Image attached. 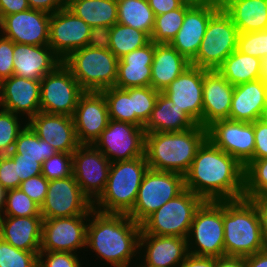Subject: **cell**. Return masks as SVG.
<instances>
[{
  "instance_id": "67",
  "label": "cell",
  "mask_w": 267,
  "mask_h": 267,
  "mask_svg": "<svg viewBox=\"0 0 267 267\" xmlns=\"http://www.w3.org/2000/svg\"><path fill=\"white\" fill-rule=\"evenodd\" d=\"M214 1L221 5L225 0H214Z\"/></svg>"
},
{
  "instance_id": "51",
  "label": "cell",
  "mask_w": 267,
  "mask_h": 267,
  "mask_svg": "<svg viewBox=\"0 0 267 267\" xmlns=\"http://www.w3.org/2000/svg\"><path fill=\"white\" fill-rule=\"evenodd\" d=\"M8 156L17 164V177L21 182L41 175L42 165L39 163V159L23 158L21 154H8Z\"/></svg>"
},
{
  "instance_id": "11",
  "label": "cell",
  "mask_w": 267,
  "mask_h": 267,
  "mask_svg": "<svg viewBox=\"0 0 267 267\" xmlns=\"http://www.w3.org/2000/svg\"><path fill=\"white\" fill-rule=\"evenodd\" d=\"M84 92L62 62L40 80L41 112L72 117Z\"/></svg>"
},
{
  "instance_id": "1",
  "label": "cell",
  "mask_w": 267,
  "mask_h": 267,
  "mask_svg": "<svg viewBox=\"0 0 267 267\" xmlns=\"http://www.w3.org/2000/svg\"><path fill=\"white\" fill-rule=\"evenodd\" d=\"M141 225L127 214L90 213L84 260L86 267H134Z\"/></svg>"
},
{
  "instance_id": "34",
  "label": "cell",
  "mask_w": 267,
  "mask_h": 267,
  "mask_svg": "<svg viewBox=\"0 0 267 267\" xmlns=\"http://www.w3.org/2000/svg\"><path fill=\"white\" fill-rule=\"evenodd\" d=\"M216 70L235 86L262 78V60L236 49Z\"/></svg>"
},
{
  "instance_id": "23",
  "label": "cell",
  "mask_w": 267,
  "mask_h": 267,
  "mask_svg": "<svg viewBox=\"0 0 267 267\" xmlns=\"http://www.w3.org/2000/svg\"><path fill=\"white\" fill-rule=\"evenodd\" d=\"M189 254L187 239L140 234L138 257L156 267H179Z\"/></svg>"
},
{
  "instance_id": "2",
  "label": "cell",
  "mask_w": 267,
  "mask_h": 267,
  "mask_svg": "<svg viewBox=\"0 0 267 267\" xmlns=\"http://www.w3.org/2000/svg\"><path fill=\"white\" fill-rule=\"evenodd\" d=\"M184 181L185 188L204 201L238 200L244 195V166L206 139Z\"/></svg>"
},
{
  "instance_id": "47",
  "label": "cell",
  "mask_w": 267,
  "mask_h": 267,
  "mask_svg": "<svg viewBox=\"0 0 267 267\" xmlns=\"http://www.w3.org/2000/svg\"><path fill=\"white\" fill-rule=\"evenodd\" d=\"M39 267H86L84 256L72 252L40 251Z\"/></svg>"
},
{
  "instance_id": "15",
  "label": "cell",
  "mask_w": 267,
  "mask_h": 267,
  "mask_svg": "<svg viewBox=\"0 0 267 267\" xmlns=\"http://www.w3.org/2000/svg\"><path fill=\"white\" fill-rule=\"evenodd\" d=\"M93 210L92 202L73 175L49 181L47 196L40 207L43 219L90 215Z\"/></svg>"
},
{
  "instance_id": "58",
  "label": "cell",
  "mask_w": 267,
  "mask_h": 267,
  "mask_svg": "<svg viewBox=\"0 0 267 267\" xmlns=\"http://www.w3.org/2000/svg\"><path fill=\"white\" fill-rule=\"evenodd\" d=\"M215 257L188 254L179 267H214Z\"/></svg>"
},
{
  "instance_id": "6",
  "label": "cell",
  "mask_w": 267,
  "mask_h": 267,
  "mask_svg": "<svg viewBox=\"0 0 267 267\" xmlns=\"http://www.w3.org/2000/svg\"><path fill=\"white\" fill-rule=\"evenodd\" d=\"M62 62L84 91L101 92L115 86L119 59L109 49L85 46Z\"/></svg>"
},
{
  "instance_id": "40",
  "label": "cell",
  "mask_w": 267,
  "mask_h": 267,
  "mask_svg": "<svg viewBox=\"0 0 267 267\" xmlns=\"http://www.w3.org/2000/svg\"><path fill=\"white\" fill-rule=\"evenodd\" d=\"M267 193V158L254 159L244 167L245 199L265 195Z\"/></svg>"
},
{
  "instance_id": "66",
  "label": "cell",
  "mask_w": 267,
  "mask_h": 267,
  "mask_svg": "<svg viewBox=\"0 0 267 267\" xmlns=\"http://www.w3.org/2000/svg\"><path fill=\"white\" fill-rule=\"evenodd\" d=\"M264 86H265V96H266V102H267V79H264Z\"/></svg>"
},
{
  "instance_id": "18",
  "label": "cell",
  "mask_w": 267,
  "mask_h": 267,
  "mask_svg": "<svg viewBox=\"0 0 267 267\" xmlns=\"http://www.w3.org/2000/svg\"><path fill=\"white\" fill-rule=\"evenodd\" d=\"M220 8L214 0L196 1L186 11L180 30L169 44L191 62L199 51L210 18Z\"/></svg>"
},
{
  "instance_id": "21",
  "label": "cell",
  "mask_w": 267,
  "mask_h": 267,
  "mask_svg": "<svg viewBox=\"0 0 267 267\" xmlns=\"http://www.w3.org/2000/svg\"><path fill=\"white\" fill-rule=\"evenodd\" d=\"M197 125L202 126L203 68L188 66L163 91Z\"/></svg>"
},
{
  "instance_id": "55",
  "label": "cell",
  "mask_w": 267,
  "mask_h": 267,
  "mask_svg": "<svg viewBox=\"0 0 267 267\" xmlns=\"http://www.w3.org/2000/svg\"><path fill=\"white\" fill-rule=\"evenodd\" d=\"M250 200L257 207L261 223V234L264 244L267 247V195H261Z\"/></svg>"
},
{
  "instance_id": "52",
  "label": "cell",
  "mask_w": 267,
  "mask_h": 267,
  "mask_svg": "<svg viewBox=\"0 0 267 267\" xmlns=\"http://www.w3.org/2000/svg\"><path fill=\"white\" fill-rule=\"evenodd\" d=\"M252 123L255 133L254 159L267 158V124L261 119Z\"/></svg>"
},
{
  "instance_id": "37",
  "label": "cell",
  "mask_w": 267,
  "mask_h": 267,
  "mask_svg": "<svg viewBox=\"0 0 267 267\" xmlns=\"http://www.w3.org/2000/svg\"><path fill=\"white\" fill-rule=\"evenodd\" d=\"M101 92L106 99L110 119L144 128V124L132 113V87L122 89L114 86Z\"/></svg>"
},
{
  "instance_id": "25",
  "label": "cell",
  "mask_w": 267,
  "mask_h": 267,
  "mask_svg": "<svg viewBox=\"0 0 267 267\" xmlns=\"http://www.w3.org/2000/svg\"><path fill=\"white\" fill-rule=\"evenodd\" d=\"M234 86L217 70L203 69L202 126L220 119H229Z\"/></svg>"
},
{
  "instance_id": "64",
  "label": "cell",
  "mask_w": 267,
  "mask_h": 267,
  "mask_svg": "<svg viewBox=\"0 0 267 267\" xmlns=\"http://www.w3.org/2000/svg\"><path fill=\"white\" fill-rule=\"evenodd\" d=\"M4 109L3 99H2V81L0 80V111Z\"/></svg>"
},
{
  "instance_id": "63",
  "label": "cell",
  "mask_w": 267,
  "mask_h": 267,
  "mask_svg": "<svg viewBox=\"0 0 267 267\" xmlns=\"http://www.w3.org/2000/svg\"><path fill=\"white\" fill-rule=\"evenodd\" d=\"M134 267H156V266L146 264L138 257V260L135 262Z\"/></svg>"
},
{
  "instance_id": "43",
  "label": "cell",
  "mask_w": 267,
  "mask_h": 267,
  "mask_svg": "<svg viewBox=\"0 0 267 267\" xmlns=\"http://www.w3.org/2000/svg\"><path fill=\"white\" fill-rule=\"evenodd\" d=\"M159 91L151 86L132 87V113L145 125L155 107Z\"/></svg>"
},
{
  "instance_id": "41",
  "label": "cell",
  "mask_w": 267,
  "mask_h": 267,
  "mask_svg": "<svg viewBox=\"0 0 267 267\" xmlns=\"http://www.w3.org/2000/svg\"><path fill=\"white\" fill-rule=\"evenodd\" d=\"M0 216H41L40 206L20 188L6 191L4 207Z\"/></svg>"
},
{
  "instance_id": "10",
  "label": "cell",
  "mask_w": 267,
  "mask_h": 267,
  "mask_svg": "<svg viewBox=\"0 0 267 267\" xmlns=\"http://www.w3.org/2000/svg\"><path fill=\"white\" fill-rule=\"evenodd\" d=\"M238 28L222 7L210 18L196 57L190 65L216 70L237 49Z\"/></svg>"
},
{
  "instance_id": "17",
  "label": "cell",
  "mask_w": 267,
  "mask_h": 267,
  "mask_svg": "<svg viewBox=\"0 0 267 267\" xmlns=\"http://www.w3.org/2000/svg\"><path fill=\"white\" fill-rule=\"evenodd\" d=\"M90 28L65 6L51 14L48 46L63 61L72 52L87 46Z\"/></svg>"
},
{
  "instance_id": "19",
  "label": "cell",
  "mask_w": 267,
  "mask_h": 267,
  "mask_svg": "<svg viewBox=\"0 0 267 267\" xmlns=\"http://www.w3.org/2000/svg\"><path fill=\"white\" fill-rule=\"evenodd\" d=\"M50 17V13L36 9L13 13L0 21V33L14 43L49 45Z\"/></svg>"
},
{
  "instance_id": "7",
  "label": "cell",
  "mask_w": 267,
  "mask_h": 267,
  "mask_svg": "<svg viewBox=\"0 0 267 267\" xmlns=\"http://www.w3.org/2000/svg\"><path fill=\"white\" fill-rule=\"evenodd\" d=\"M189 254L206 257L225 255L223 201H204L195 211L187 236Z\"/></svg>"
},
{
  "instance_id": "33",
  "label": "cell",
  "mask_w": 267,
  "mask_h": 267,
  "mask_svg": "<svg viewBox=\"0 0 267 267\" xmlns=\"http://www.w3.org/2000/svg\"><path fill=\"white\" fill-rule=\"evenodd\" d=\"M66 7L91 28L117 23V0H66Z\"/></svg>"
},
{
  "instance_id": "42",
  "label": "cell",
  "mask_w": 267,
  "mask_h": 267,
  "mask_svg": "<svg viewBox=\"0 0 267 267\" xmlns=\"http://www.w3.org/2000/svg\"><path fill=\"white\" fill-rule=\"evenodd\" d=\"M27 121L10 111H0V155H8L13 150L19 133Z\"/></svg>"
},
{
  "instance_id": "5",
  "label": "cell",
  "mask_w": 267,
  "mask_h": 267,
  "mask_svg": "<svg viewBox=\"0 0 267 267\" xmlns=\"http://www.w3.org/2000/svg\"><path fill=\"white\" fill-rule=\"evenodd\" d=\"M148 168L145 156L111 163L105 189L93 203V209L101 213L127 214L135 204Z\"/></svg>"
},
{
  "instance_id": "36",
  "label": "cell",
  "mask_w": 267,
  "mask_h": 267,
  "mask_svg": "<svg viewBox=\"0 0 267 267\" xmlns=\"http://www.w3.org/2000/svg\"><path fill=\"white\" fill-rule=\"evenodd\" d=\"M150 37L143 31L122 25L114 24L110 27L109 50L118 58L144 47L150 42Z\"/></svg>"
},
{
  "instance_id": "14",
  "label": "cell",
  "mask_w": 267,
  "mask_h": 267,
  "mask_svg": "<svg viewBox=\"0 0 267 267\" xmlns=\"http://www.w3.org/2000/svg\"><path fill=\"white\" fill-rule=\"evenodd\" d=\"M207 129V139L216 147L233 156L242 166L254 160L255 133L253 123L220 119Z\"/></svg>"
},
{
  "instance_id": "48",
  "label": "cell",
  "mask_w": 267,
  "mask_h": 267,
  "mask_svg": "<svg viewBox=\"0 0 267 267\" xmlns=\"http://www.w3.org/2000/svg\"><path fill=\"white\" fill-rule=\"evenodd\" d=\"M49 181L41 174L30 177L20 184V189L40 207L47 196Z\"/></svg>"
},
{
  "instance_id": "16",
  "label": "cell",
  "mask_w": 267,
  "mask_h": 267,
  "mask_svg": "<svg viewBox=\"0 0 267 267\" xmlns=\"http://www.w3.org/2000/svg\"><path fill=\"white\" fill-rule=\"evenodd\" d=\"M72 156L73 176L93 204L105 189L111 162L93 144H81Z\"/></svg>"
},
{
  "instance_id": "9",
  "label": "cell",
  "mask_w": 267,
  "mask_h": 267,
  "mask_svg": "<svg viewBox=\"0 0 267 267\" xmlns=\"http://www.w3.org/2000/svg\"><path fill=\"white\" fill-rule=\"evenodd\" d=\"M185 189L183 175L148 168L138 189L135 204L127 215L141 225L157 209Z\"/></svg>"
},
{
  "instance_id": "50",
  "label": "cell",
  "mask_w": 267,
  "mask_h": 267,
  "mask_svg": "<svg viewBox=\"0 0 267 267\" xmlns=\"http://www.w3.org/2000/svg\"><path fill=\"white\" fill-rule=\"evenodd\" d=\"M14 42L0 33V80L10 78L14 74L13 66Z\"/></svg>"
},
{
  "instance_id": "65",
  "label": "cell",
  "mask_w": 267,
  "mask_h": 267,
  "mask_svg": "<svg viewBox=\"0 0 267 267\" xmlns=\"http://www.w3.org/2000/svg\"><path fill=\"white\" fill-rule=\"evenodd\" d=\"M261 120L264 121L267 124V107L265 108V110L263 111Z\"/></svg>"
},
{
  "instance_id": "45",
  "label": "cell",
  "mask_w": 267,
  "mask_h": 267,
  "mask_svg": "<svg viewBox=\"0 0 267 267\" xmlns=\"http://www.w3.org/2000/svg\"><path fill=\"white\" fill-rule=\"evenodd\" d=\"M237 50L261 60L267 57V30L239 33Z\"/></svg>"
},
{
  "instance_id": "38",
  "label": "cell",
  "mask_w": 267,
  "mask_h": 267,
  "mask_svg": "<svg viewBox=\"0 0 267 267\" xmlns=\"http://www.w3.org/2000/svg\"><path fill=\"white\" fill-rule=\"evenodd\" d=\"M196 0H186L178 9L155 16L150 40L155 44L170 43L180 30L186 11Z\"/></svg>"
},
{
  "instance_id": "12",
  "label": "cell",
  "mask_w": 267,
  "mask_h": 267,
  "mask_svg": "<svg viewBox=\"0 0 267 267\" xmlns=\"http://www.w3.org/2000/svg\"><path fill=\"white\" fill-rule=\"evenodd\" d=\"M145 130L137 125L110 119L94 146L111 163L145 156Z\"/></svg>"
},
{
  "instance_id": "46",
  "label": "cell",
  "mask_w": 267,
  "mask_h": 267,
  "mask_svg": "<svg viewBox=\"0 0 267 267\" xmlns=\"http://www.w3.org/2000/svg\"><path fill=\"white\" fill-rule=\"evenodd\" d=\"M72 153L57 152L42 164V175L48 180L64 179L73 175Z\"/></svg>"
},
{
  "instance_id": "20",
  "label": "cell",
  "mask_w": 267,
  "mask_h": 267,
  "mask_svg": "<svg viewBox=\"0 0 267 267\" xmlns=\"http://www.w3.org/2000/svg\"><path fill=\"white\" fill-rule=\"evenodd\" d=\"M72 117L79 143L94 144L110 120L104 94L85 91Z\"/></svg>"
},
{
  "instance_id": "3",
  "label": "cell",
  "mask_w": 267,
  "mask_h": 267,
  "mask_svg": "<svg viewBox=\"0 0 267 267\" xmlns=\"http://www.w3.org/2000/svg\"><path fill=\"white\" fill-rule=\"evenodd\" d=\"M206 139L207 129L201 125L184 131L146 133L145 157L148 167L184 176Z\"/></svg>"
},
{
  "instance_id": "57",
  "label": "cell",
  "mask_w": 267,
  "mask_h": 267,
  "mask_svg": "<svg viewBox=\"0 0 267 267\" xmlns=\"http://www.w3.org/2000/svg\"><path fill=\"white\" fill-rule=\"evenodd\" d=\"M155 16L178 9L186 0H147Z\"/></svg>"
},
{
  "instance_id": "27",
  "label": "cell",
  "mask_w": 267,
  "mask_h": 267,
  "mask_svg": "<svg viewBox=\"0 0 267 267\" xmlns=\"http://www.w3.org/2000/svg\"><path fill=\"white\" fill-rule=\"evenodd\" d=\"M42 216H0V238L23 251L40 252Z\"/></svg>"
},
{
  "instance_id": "8",
  "label": "cell",
  "mask_w": 267,
  "mask_h": 267,
  "mask_svg": "<svg viewBox=\"0 0 267 267\" xmlns=\"http://www.w3.org/2000/svg\"><path fill=\"white\" fill-rule=\"evenodd\" d=\"M204 200L185 189L151 214L142 224L140 234L187 238L195 211Z\"/></svg>"
},
{
  "instance_id": "60",
  "label": "cell",
  "mask_w": 267,
  "mask_h": 267,
  "mask_svg": "<svg viewBox=\"0 0 267 267\" xmlns=\"http://www.w3.org/2000/svg\"><path fill=\"white\" fill-rule=\"evenodd\" d=\"M246 267H267V247L253 255L245 257Z\"/></svg>"
},
{
  "instance_id": "35",
  "label": "cell",
  "mask_w": 267,
  "mask_h": 267,
  "mask_svg": "<svg viewBox=\"0 0 267 267\" xmlns=\"http://www.w3.org/2000/svg\"><path fill=\"white\" fill-rule=\"evenodd\" d=\"M117 22L145 32L151 37L155 14L147 0H117Z\"/></svg>"
},
{
  "instance_id": "61",
  "label": "cell",
  "mask_w": 267,
  "mask_h": 267,
  "mask_svg": "<svg viewBox=\"0 0 267 267\" xmlns=\"http://www.w3.org/2000/svg\"><path fill=\"white\" fill-rule=\"evenodd\" d=\"M6 190L0 185V213L4 207Z\"/></svg>"
},
{
  "instance_id": "53",
  "label": "cell",
  "mask_w": 267,
  "mask_h": 267,
  "mask_svg": "<svg viewBox=\"0 0 267 267\" xmlns=\"http://www.w3.org/2000/svg\"><path fill=\"white\" fill-rule=\"evenodd\" d=\"M87 46L95 49H109L110 28L106 26L90 28Z\"/></svg>"
},
{
  "instance_id": "26",
  "label": "cell",
  "mask_w": 267,
  "mask_h": 267,
  "mask_svg": "<svg viewBox=\"0 0 267 267\" xmlns=\"http://www.w3.org/2000/svg\"><path fill=\"white\" fill-rule=\"evenodd\" d=\"M13 57V75L33 80H41L62 63V60L48 45L14 43Z\"/></svg>"
},
{
  "instance_id": "32",
  "label": "cell",
  "mask_w": 267,
  "mask_h": 267,
  "mask_svg": "<svg viewBox=\"0 0 267 267\" xmlns=\"http://www.w3.org/2000/svg\"><path fill=\"white\" fill-rule=\"evenodd\" d=\"M197 124L182 109L173 105L163 92L158 98L151 116L144 125L145 133L152 132H177L195 127Z\"/></svg>"
},
{
  "instance_id": "4",
  "label": "cell",
  "mask_w": 267,
  "mask_h": 267,
  "mask_svg": "<svg viewBox=\"0 0 267 267\" xmlns=\"http://www.w3.org/2000/svg\"><path fill=\"white\" fill-rule=\"evenodd\" d=\"M226 256L246 257L266 248L256 205L248 199L223 201Z\"/></svg>"
},
{
  "instance_id": "56",
  "label": "cell",
  "mask_w": 267,
  "mask_h": 267,
  "mask_svg": "<svg viewBox=\"0 0 267 267\" xmlns=\"http://www.w3.org/2000/svg\"><path fill=\"white\" fill-rule=\"evenodd\" d=\"M30 9L53 14L66 6V0H27Z\"/></svg>"
},
{
  "instance_id": "44",
  "label": "cell",
  "mask_w": 267,
  "mask_h": 267,
  "mask_svg": "<svg viewBox=\"0 0 267 267\" xmlns=\"http://www.w3.org/2000/svg\"><path fill=\"white\" fill-rule=\"evenodd\" d=\"M38 254L19 250L0 238V267H36Z\"/></svg>"
},
{
  "instance_id": "29",
  "label": "cell",
  "mask_w": 267,
  "mask_h": 267,
  "mask_svg": "<svg viewBox=\"0 0 267 267\" xmlns=\"http://www.w3.org/2000/svg\"><path fill=\"white\" fill-rule=\"evenodd\" d=\"M266 107L263 78L235 85L229 119L252 123L261 119Z\"/></svg>"
},
{
  "instance_id": "54",
  "label": "cell",
  "mask_w": 267,
  "mask_h": 267,
  "mask_svg": "<svg viewBox=\"0 0 267 267\" xmlns=\"http://www.w3.org/2000/svg\"><path fill=\"white\" fill-rule=\"evenodd\" d=\"M30 9L27 0H0V21L7 15Z\"/></svg>"
},
{
  "instance_id": "62",
  "label": "cell",
  "mask_w": 267,
  "mask_h": 267,
  "mask_svg": "<svg viewBox=\"0 0 267 267\" xmlns=\"http://www.w3.org/2000/svg\"><path fill=\"white\" fill-rule=\"evenodd\" d=\"M262 78L267 79V57L262 60Z\"/></svg>"
},
{
  "instance_id": "22",
  "label": "cell",
  "mask_w": 267,
  "mask_h": 267,
  "mask_svg": "<svg viewBox=\"0 0 267 267\" xmlns=\"http://www.w3.org/2000/svg\"><path fill=\"white\" fill-rule=\"evenodd\" d=\"M27 125L57 152L73 153L81 145L77 139L73 117L40 111L27 121Z\"/></svg>"
},
{
  "instance_id": "28",
  "label": "cell",
  "mask_w": 267,
  "mask_h": 267,
  "mask_svg": "<svg viewBox=\"0 0 267 267\" xmlns=\"http://www.w3.org/2000/svg\"><path fill=\"white\" fill-rule=\"evenodd\" d=\"M154 42L133 50L119 59L115 86L122 89L151 86Z\"/></svg>"
},
{
  "instance_id": "13",
  "label": "cell",
  "mask_w": 267,
  "mask_h": 267,
  "mask_svg": "<svg viewBox=\"0 0 267 267\" xmlns=\"http://www.w3.org/2000/svg\"><path fill=\"white\" fill-rule=\"evenodd\" d=\"M89 216L43 219L40 251L84 255Z\"/></svg>"
},
{
  "instance_id": "39",
  "label": "cell",
  "mask_w": 267,
  "mask_h": 267,
  "mask_svg": "<svg viewBox=\"0 0 267 267\" xmlns=\"http://www.w3.org/2000/svg\"><path fill=\"white\" fill-rule=\"evenodd\" d=\"M56 153V149L41 140L28 125L19 133L14 148L10 152V154H21L23 158L39 159L41 165Z\"/></svg>"
},
{
  "instance_id": "59",
  "label": "cell",
  "mask_w": 267,
  "mask_h": 267,
  "mask_svg": "<svg viewBox=\"0 0 267 267\" xmlns=\"http://www.w3.org/2000/svg\"><path fill=\"white\" fill-rule=\"evenodd\" d=\"M214 267H246L245 257L224 255V256L215 258Z\"/></svg>"
},
{
  "instance_id": "49",
  "label": "cell",
  "mask_w": 267,
  "mask_h": 267,
  "mask_svg": "<svg viewBox=\"0 0 267 267\" xmlns=\"http://www.w3.org/2000/svg\"><path fill=\"white\" fill-rule=\"evenodd\" d=\"M20 184L17 164L8 155H0V185L8 191L19 188Z\"/></svg>"
},
{
  "instance_id": "31",
  "label": "cell",
  "mask_w": 267,
  "mask_h": 267,
  "mask_svg": "<svg viewBox=\"0 0 267 267\" xmlns=\"http://www.w3.org/2000/svg\"><path fill=\"white\" fill-rule=\"evenodd\" d=\"M221 7L239 33L267 30V0H225Z\"/></svg>"
},
{
  "instance_id": "24",
  "label": "cell",
  "mask_w": 267,
  "mask_h": 267,
  "mask_svg": "<svg viewBox=\"0 0 267 267\" xmlns=\"http://www.w3.org/2000/svg\"><path fill=\"white\" fill-rule=\"evenodd\" d=\"M2 99L4 110L28 121L41 111L40 80L12 75L2 81Z\"/></svg>"
},
{
  "instance_id": "30",
  "label": "cell",
  "mask_w": 267,
  "mask_h": 267,
  "mask_svg": "<svg viewBox=\"0 0 267 267\" xmlns=\"http://www.w3.org/2000/svg\"><path fill=\"white\" fill-rule=\"evenodd\" d=\"M188 66H190V62L169 43H154L151 87L163 92Z\"/></svg>"
}]
</instances>
